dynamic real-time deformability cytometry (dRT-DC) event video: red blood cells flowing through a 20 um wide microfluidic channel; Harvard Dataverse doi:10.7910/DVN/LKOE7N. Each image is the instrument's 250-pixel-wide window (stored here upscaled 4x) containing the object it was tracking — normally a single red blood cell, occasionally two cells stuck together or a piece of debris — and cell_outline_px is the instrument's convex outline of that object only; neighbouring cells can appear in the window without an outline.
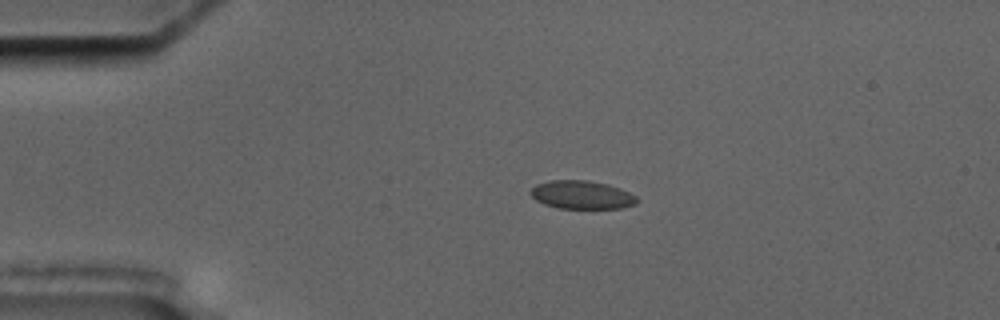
{"species": "common noctule bat (a hibernating species)", "species_latin": "Nyctalus noctula", "temperature_condition": "cold", "stored_images_in_passage": 4, "camera_frame_rate_fps": 3000, "um_per_image_px": 0.085, "animal": {"sex": "male", "body_mass_g": 17.5, "forearm_length_mm": 52.3}, "frame": {"image": 1, "passage_image": 2, "time_ms": 2.0, "image_size_px": [1000, 320], "cell_outline_px": [[636, 204], [624, 208], [556, 208], [544, 204], [536, 200], [528, 192], [536, 184], [552, 180], [588, 180], [608, 184], [620, 188], [636, 196]], "centroid_in_image_um": [49.43, 16.56], "position_along_channel_um": 35.6, "area_um2": 17.57}}
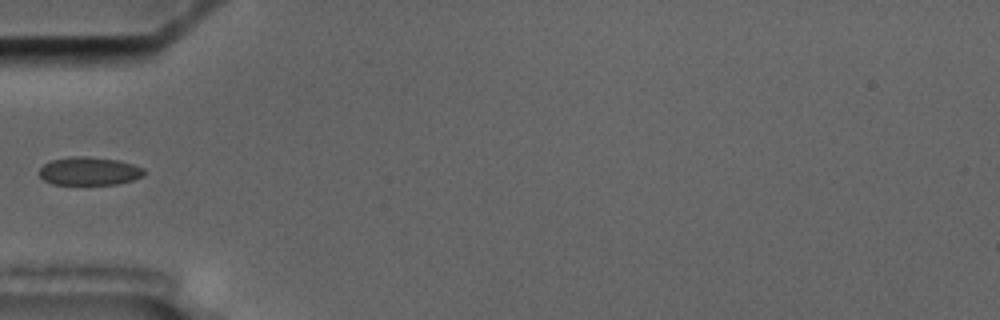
{"frame": {"image": 2, "passage_image": 4, "time_ms": 4.333, "image_size_px": [1000, 320], "cell_outline_px": [[144, 176], [132, 180], [116, 184], [52, 184], [44, 180], [40, 176], [40, 168], [44, 164], [52, 160], [68, 156], [88, 156], [120, 160], [144, 168]], "centroid_in_image_um": [7.59, 14.53], "position_along_channel_um": 77.4, "area_um2": 17.28}}